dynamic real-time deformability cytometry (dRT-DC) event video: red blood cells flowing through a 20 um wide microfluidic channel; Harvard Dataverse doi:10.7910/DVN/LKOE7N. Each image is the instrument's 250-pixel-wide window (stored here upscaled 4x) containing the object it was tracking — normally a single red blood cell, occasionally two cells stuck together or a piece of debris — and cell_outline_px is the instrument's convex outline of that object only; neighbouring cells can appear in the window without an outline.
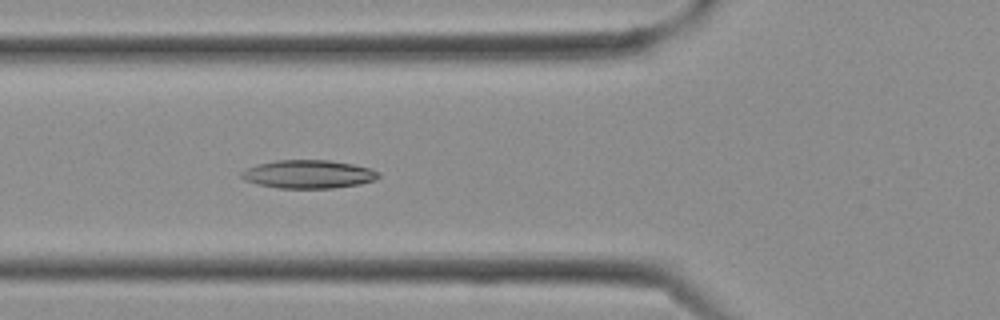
{"species": "Egyptian fruit bat (a non-hibernating species)", "species_latin": "Rousettus aegyptiacus", "temperature_condition": "cold", "stored_images_in_passage": 11, "camera_frame_rate_fps": 3000, "um_per_image_px": 0.085, "frame": {"image": 1, "passage_image": 11, "time_ms": 3.333, "image_size_px": [1000, 320], "cell_outline_px": [[380, 176], [376, 180], [360, 184], [332, 188], [276, 188], [256, 184], [244, 180], [240, 176], [240, 172], [244, 168], [256, 164], [276, 160], [328, 160], [352, 164], [368, 168], [380, 172]], "centroid_in_image_um": [26.16, 14.81], "position_along_channel_um": 99.6, "area_um2": 22.83}}